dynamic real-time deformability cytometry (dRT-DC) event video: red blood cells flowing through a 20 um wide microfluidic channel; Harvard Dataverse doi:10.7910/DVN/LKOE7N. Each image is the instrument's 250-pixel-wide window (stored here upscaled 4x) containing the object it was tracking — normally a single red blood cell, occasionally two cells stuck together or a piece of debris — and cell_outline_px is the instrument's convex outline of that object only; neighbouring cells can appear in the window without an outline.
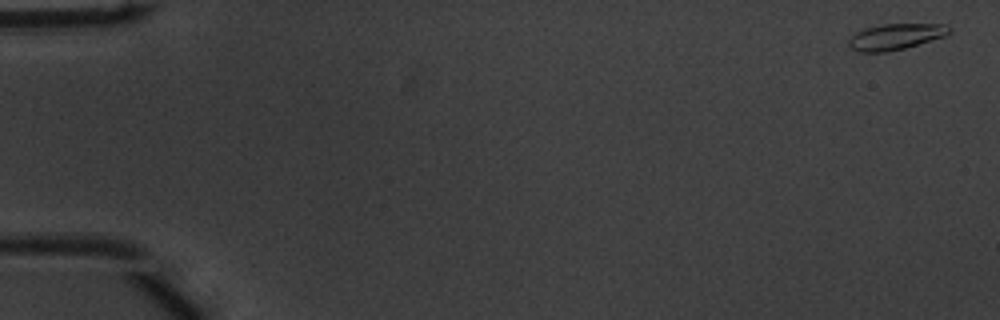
{"species": "common noctule bat (a hibernating species)", "species_latin": "Nyctalus noctula", "temperature_condition": "warm", "stored_images_in_passage": 52, "camera_frame_rate_fps": 3000, "um_per_image_px": 0.085, "animal": {"sex": "male", "body_mass_g": 20.1, "forearm_length_mm": 53.5}, "frame": {"image": 1, "passage_image": 1, "time_ms": 0.0, "image_size_px": [1000, 320], "cell_outline_px": [[948, 32], [944, 36], [904, 48], [888, 52], [860, 52], [852, 48], [848, 44], [848, 40], [856, 32], [868, 28], [884, 24], [944, 24], [948, 28]], "centroid_in_image_um": [76.08, 3.12], "position_along_channel_um": 8.9, "area_um2": 14.8}}
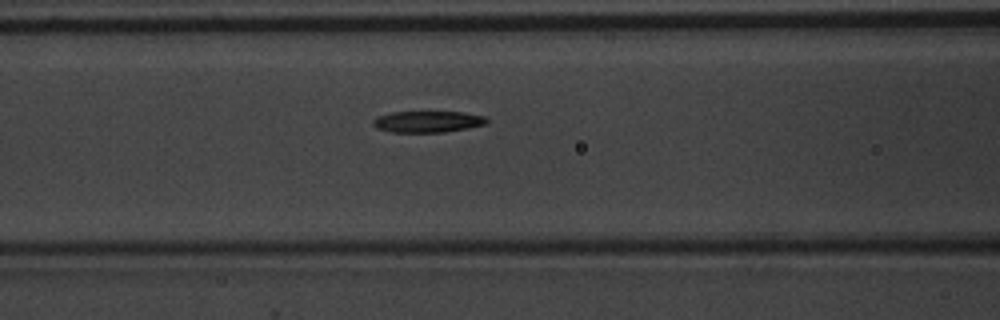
{"frame": {"image": 2, "passage_image": 22, "time_ms": 7.0, "image_size_px": [1000, 320], "cell_outline_px": [[488, 124], [468, 128], [444, 132], [388, 132], [376, 128], [372, 124], [372, 120], [376, 116], [392, 112], [460, 112], [488, 116]], "centroid_in_image_um": [36.35, 10.34], "position_along_channel_um": 130.2, "area_um2": 14.39}}
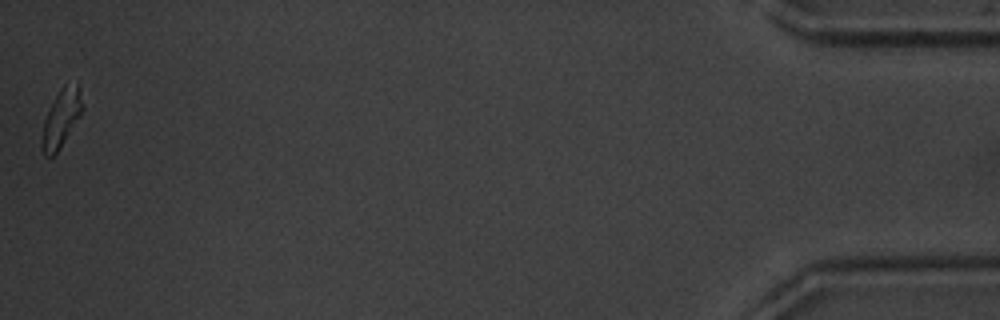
{"frame": {"image": 3, "passage_image": 52, "time_ms": 17.0, "image_size_px": [1000, 320], "cell_outline_px": [[84, 108], [80, 116], [60, 148], [52, 156], [44, 156], [40, 148], [40, 144], [44, 120], [60, 88], [64, 84], [76, 84], [80, 88], [84, 104]], "centroid_in_image_um": [5.21, 10.07], "position_along_channel_um": 430.0, "area_um2": 13.64}, "authors_computed_cell_mechanics": {"area_um2": 14.8257, "velocity_mm_per_s": 3.9016, "shape_relaxation_time_tau1_ms": 3.5693, "shape_relaxation_time_tau2_ms": null, "deformation_change_tau1": 0.1502, "deformation_change_tau2": null}}